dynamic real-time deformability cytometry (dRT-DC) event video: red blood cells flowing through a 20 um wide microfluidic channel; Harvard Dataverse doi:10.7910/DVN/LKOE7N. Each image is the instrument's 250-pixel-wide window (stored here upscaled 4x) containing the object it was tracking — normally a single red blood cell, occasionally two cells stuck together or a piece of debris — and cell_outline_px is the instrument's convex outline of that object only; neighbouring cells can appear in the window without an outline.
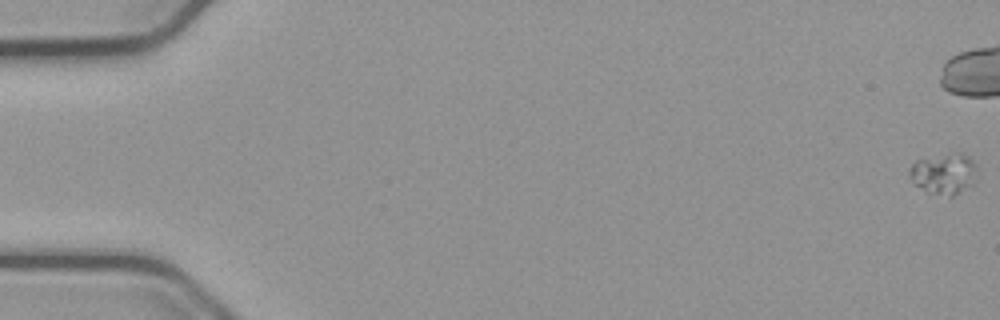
{"species": "common noctule bat (a hibernating species)", "species_latin": "Nyctalus noctula", "temperature_condition": "cold", "stored_images_in_passage": 57, "camera_frame_rate_fps": 3000, "um_per_image_px": 0.085, "animal": {"sex": "male", "body_mass_g": 23.1, "forearm_length_mm": 52.7}, "frame": {"image": 1, "passage_image": 1, "time_ms": 0.0, "image_size_px": [1000, 320], "cell_outline_px": [[976, 168], [972, 184], [952, 196], [948, 196], [932, 192], [916, 184], [912, 180], [908, 172], [908, 168], [916, 160], [948, 152], [960, 152], [968, 156], [976, 164]], "centroid_in_image_um": [80.22, 14.7], "position_along_channel_um": 4.8, "area_um2": 15.84}}
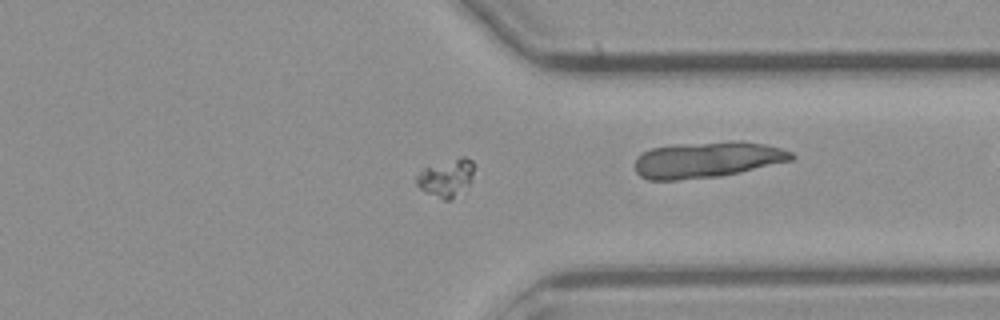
{"frame": {"image": 2, "passage_image": 44, "time_ms": 14.333, "image_size_px": [1000, 320], "cell_outline_px": [[472, 180], [452, 200], [444, 200], [420, 188], [416, 184], [416, 176], [424, 168], [460, 156], [464, 156], [472, 160]], "centroid_in_image_um": [37.94, 15.1], "position_along_channel_um": 373.5, "area_um2": 12.31}}